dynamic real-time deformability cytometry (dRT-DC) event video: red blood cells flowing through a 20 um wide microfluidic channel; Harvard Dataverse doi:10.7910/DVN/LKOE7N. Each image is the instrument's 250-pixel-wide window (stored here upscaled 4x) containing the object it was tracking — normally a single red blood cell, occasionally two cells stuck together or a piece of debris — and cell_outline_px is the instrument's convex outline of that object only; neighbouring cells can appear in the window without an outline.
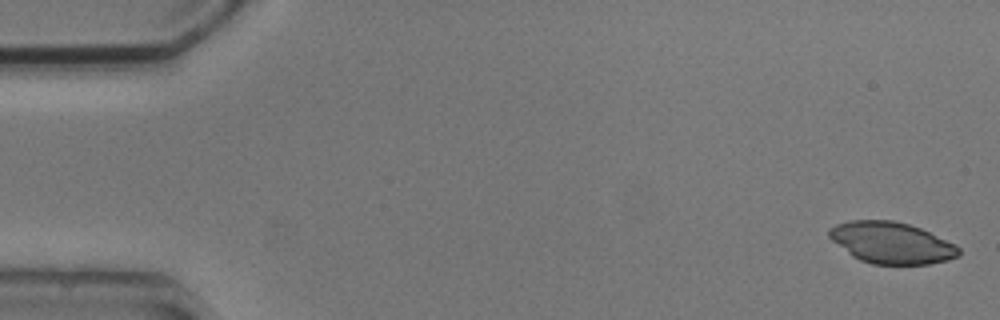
{"species": "common noctule bat (a hibernating species)", "species_latin": "Nyctalus noctula", "temperature_condition": "cold", "stored_images_in_passage": 6, "camera_frame_rate_fps": 3000, "um_per_image_px": 0.085, "animal": {"sex": "male", "body_mass_g": 20.5, "forearm_length_mm": 52.5}, "frame": {"image": 1, "passage_image": 1, "time_ms": 0.0, "image_size_px": [1000, 320], "cell_outline_px": [[960, 256], [948, 260], [928, 264], [872, 264], [860, 260], [852, 256], [832, 240], [828, 236], [828, 228], [836, 224], [852, 220], [892, 220], [908, 224], [920, 228], [956, 244], [960, 248]], "centroid_in_image_um": [75.78, 20.64], "position_along_channel_um": 9.2, "area_um2": 31.33}}